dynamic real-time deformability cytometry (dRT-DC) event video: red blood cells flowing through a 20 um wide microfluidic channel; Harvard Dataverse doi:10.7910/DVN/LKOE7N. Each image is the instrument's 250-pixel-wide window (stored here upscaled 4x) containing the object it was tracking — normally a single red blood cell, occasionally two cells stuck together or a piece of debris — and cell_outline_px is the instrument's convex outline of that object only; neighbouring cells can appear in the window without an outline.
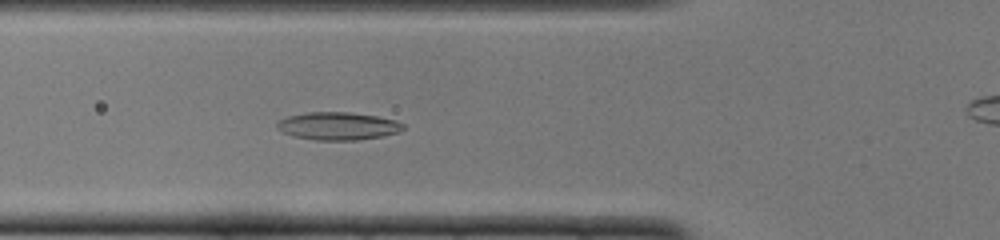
{"species": "common noctule bat (a hibernating species)", "species_latin": "Nyctalus noctula", "temperature_condition": "cold", "stored_images_in_passage": 32, "camera_frame_rate_fps": 3000, "um_per_image_px": 0.085, "animal": {"sex": "female", "body_mass_g": 22.0, "forearm_length_mm": 56.7}, "frame": {"image": 1, "passage_image": 6, "time_ms": 1.667, "image_size_px": [1000, 240], "cell_outline_px": [[404, 128], [400, 132], [384, 136], [356, 140], [316, 140], [292, 136], [276, 128], [276, 124], [280, 120], [288, 116], [308, 112], [348, 112], [376, 116], [396, 120], [404, 124]], "centroid_in_image_um": [28.74, 10.71], "position_along_channel_um": 97.1, "area_um2": 20.46}}
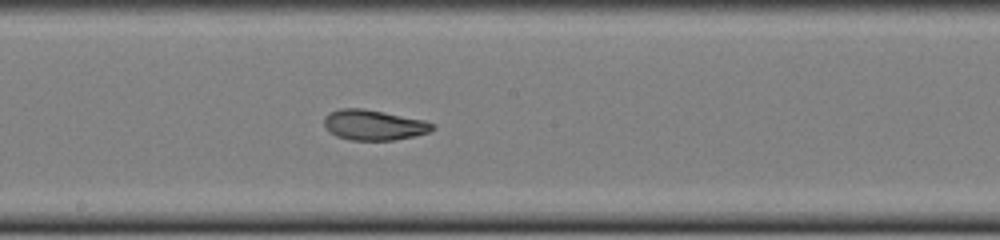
{"frame": {"image": 2, "passage_image": 15, "time_ms": 4.667, "image_size_px": [1000, 240], "cell_outline_px": [[436, 128], [428, 132], [416, 136], [392, 140], [348, 140], [336, 136], [328, 132], [324, 124], [324, 116], [328, 112], [340, 108], [364, 108], [424, 120], [436, 124]], "centroid_in_image_um": [31.75, 10.62], "position_along_channel_um": 216.4, "area_um2": 19.42}}
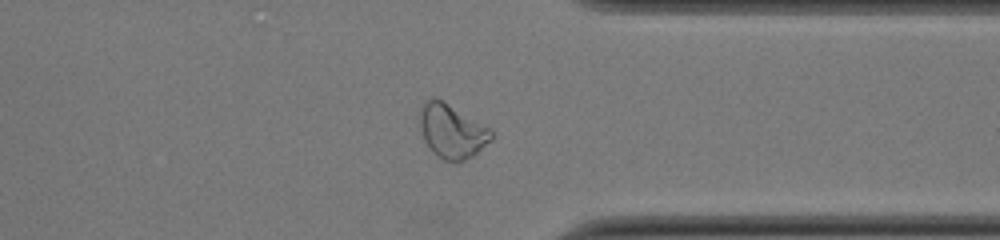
{"frame": {"image": 3, "passage_image": 27, "time_ms": 8.667, "image_size_px": [1000, 240], "cell_outline_px": [[492, 140], [472, 156], [464, 160], [444, 160], [436, 156], [432, 152], [424, 140], [420, 128], [420, 112], [424, 104], [432, 96], [440, 100], [488, 128], [492, 132]], "centroid_in_image_um": [38.38, 11.18], "position_along_channel_um": 373.0, "area_um2": 21.68}, "authors_computed_cell_mechanics": {"area_um2": 19.4208, "velocity_mm_per_s": 3.9837, "shape_relaxation_time_tau1_ms": null, "shape_relaxation_time_tau2_ms": 2.15, "deformation_change_tau1": null, "deformation_change_tau2": 0.0866}}